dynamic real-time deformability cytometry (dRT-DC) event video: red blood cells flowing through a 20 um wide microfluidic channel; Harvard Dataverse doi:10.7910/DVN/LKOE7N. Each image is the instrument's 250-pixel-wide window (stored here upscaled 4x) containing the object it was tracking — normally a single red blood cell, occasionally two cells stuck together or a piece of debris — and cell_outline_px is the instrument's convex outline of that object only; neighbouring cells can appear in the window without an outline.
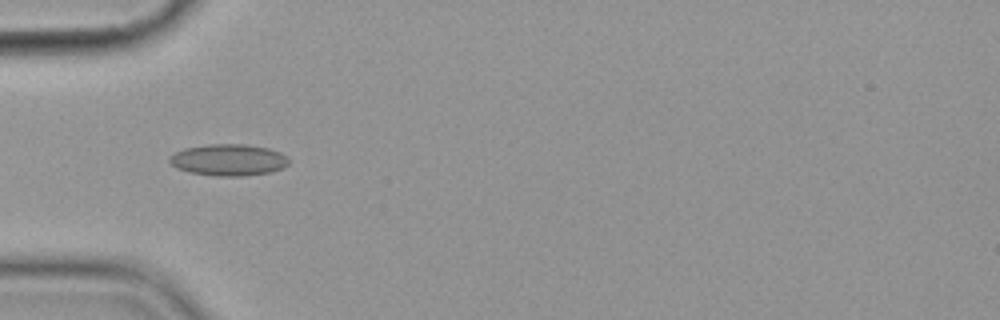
{"species": "common noctule bat (a hibernating species)", "species_latin": "Nyctalus noctula", "temperature_condition": "cold", "stored_images_in_passage": 7, "camera_frame_rate_fps": 3000, "um_per_image_px": 0.085, "animal": {"sex": "female", "body_mass_g": 19.9}, "frame": {"image": 1, "passage_image": 5, "time_ms": 4.667, "image_size_px": [1000, 320], "cell_outline_px": [[288, 164], [284, 168], [272, 172], [244, 176], [216, 176], [188, 172], [176, 168], [168, 160], [168, 156], [184, 148], [208, 144], [244, 144], [268, 148], [280, 152], [288, 160]], "centroid_in_image_um": [19.4, 13.6], "position_along_channel_um": 65.6, "area_um2": 22.08}}
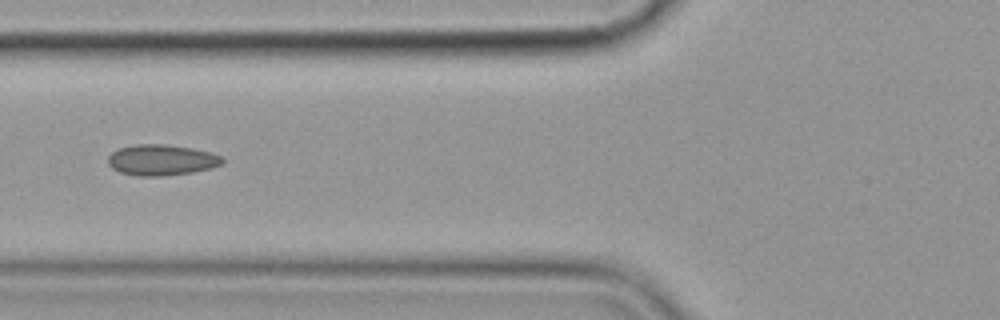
{"frame": {"image": 2, "passage_image": 6, "time_ms": 6.0, "image_size_px": [1000, 320], "cell_outline_px": [[224, 160], [220, 164], [212, 168], [192, 172], [160, 176], [136, 176], [120, 172], [112, 168], [108, 164], [108, 156], [112, 152], [120, 148], [136, 144], [164, 144], [192, 148], [212, 152], [220, 156]], "centroid_in_image_um": [13.71, 13.6], "position_along_channel_um": 112.1, "area_um2": 20.52}}
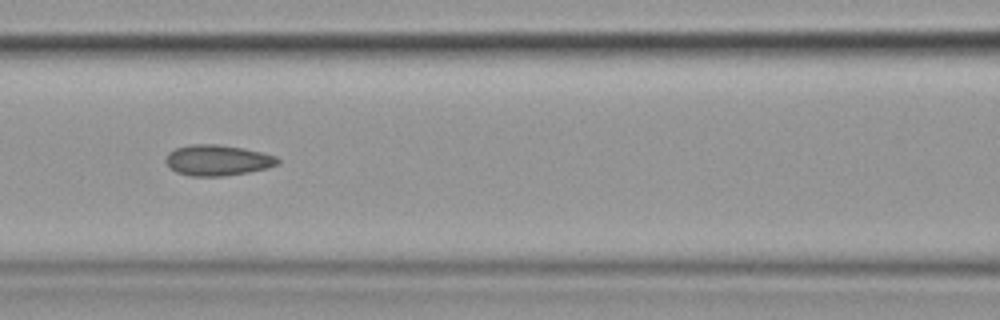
{"frame": {"image": 3, "passage_image": 7, "time_ms": 7.0, "image_size_px": [1000, 320], "cell_outline_px": [[280, 164], [268, 168], [248, 172], [224, 176], [188, 176], [176, 172], [164, 160], [168, 152], [176, 148], [192, 144], [216, 144], [244, 148], [276, 156], [280, 160]], "centroid_in_image_um": [18.5, 13.62], "position_along_channel_um": 148.1, "area_um2": 20.11}}